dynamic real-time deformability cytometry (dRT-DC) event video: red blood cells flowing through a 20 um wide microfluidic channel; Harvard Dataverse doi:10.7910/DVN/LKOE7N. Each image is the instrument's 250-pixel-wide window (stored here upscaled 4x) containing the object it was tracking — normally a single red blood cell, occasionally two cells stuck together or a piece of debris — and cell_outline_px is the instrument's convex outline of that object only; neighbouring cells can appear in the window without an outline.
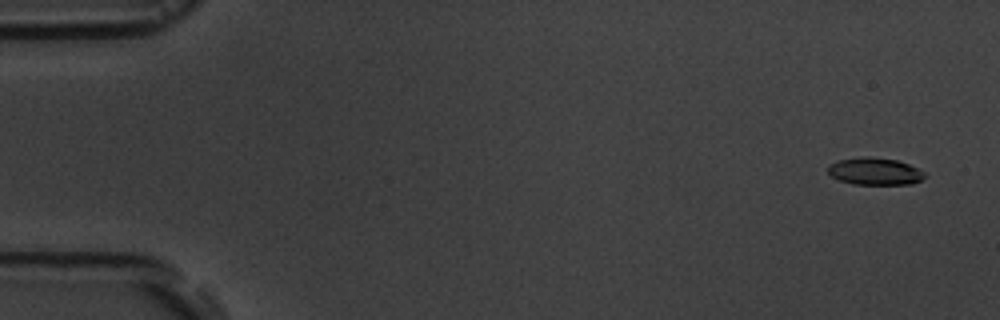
{"species": "common noctule bat (a hibernating species)", "species_latin": "Nyctalus noctula", "temperature_condition": "room temperature", "stored_images_in_passage": 3, "camera_frame_rate_fps": 3000, "um_per_image_px": 0.085, "animal": {"sex": "male", "body_mass_g": 19.5, "forearm_length_mm": 54.6}, "frame": {"image": 1, "passage_image": 1, "time_ms": 0.0, "image_size_px": [1000, 320], "cell_outline_px": [[924, 176], [920, 180], [912, 184], [852, 184], [840, 180], [832, 176], [828, 172], [828, 164], [840, 160], [864, 156], [868, 156], [896, 160], [908, 164], [924, 172]], "centroid_in_image_um": [74.33, 14.56], "position_along_channel_um": 10.7, "area_um2": 15.14}}